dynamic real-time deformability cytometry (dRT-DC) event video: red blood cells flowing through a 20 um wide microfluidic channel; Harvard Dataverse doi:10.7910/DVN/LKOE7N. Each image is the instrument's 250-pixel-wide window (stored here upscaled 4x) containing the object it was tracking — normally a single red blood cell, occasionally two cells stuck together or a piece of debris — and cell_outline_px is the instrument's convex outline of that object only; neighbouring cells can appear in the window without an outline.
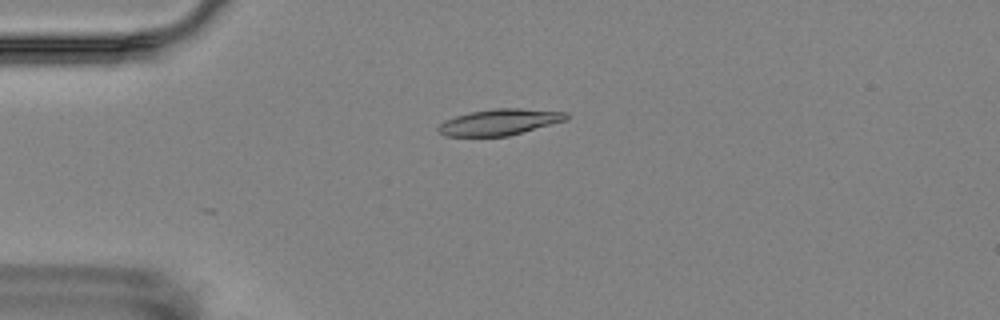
{"species": "Egyptian fruit bat (a non-hibernating species)", "species_latin": "Rousettus aegyptiacus", "temperature_condition": "room temperature", "stored_images_in_passage": 5, "camera_frame_rate_fps": 3000, "um_per_image_px": 0.085, "animal": {"sex": "female"}, "frame": {"image": 1, "passage_image": 4, "time_ms": 4.333, "image_size_px": [1000, 320], "cell_outline_px": [[568, 120], [508, 136], [444, 136], [436, 128], [444, 120], [468, 112], [492, 108], [520, 108], [568, 112]], "centroid_in_image_um": [42.47, 10.37], "position_along_channel_um": 42.5, "area_um2": 19.65}}